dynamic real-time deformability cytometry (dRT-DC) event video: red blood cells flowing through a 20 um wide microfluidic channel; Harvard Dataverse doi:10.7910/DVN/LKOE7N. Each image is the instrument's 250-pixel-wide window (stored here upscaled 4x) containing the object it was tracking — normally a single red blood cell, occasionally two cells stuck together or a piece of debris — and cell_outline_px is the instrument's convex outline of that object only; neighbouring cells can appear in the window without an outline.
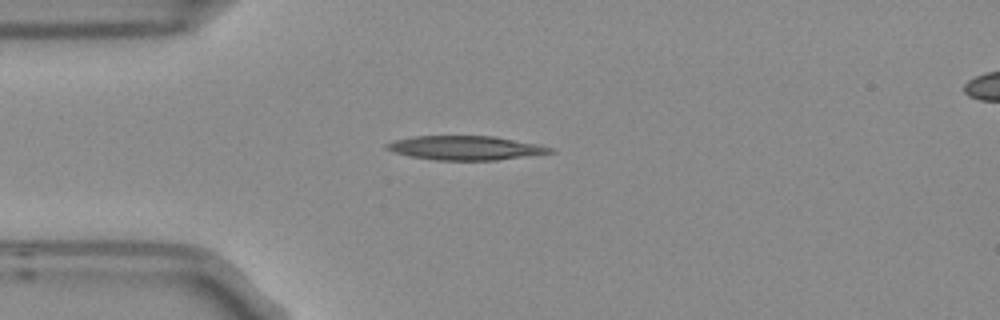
{"species": "Egyptian fruit bat (a non-hibernating species)", "species_latin": "Rousettus aegyptiacus", "temperature_condition": "room temperature", "stored_images_in_passage": 3, "camera_frame_rate_fps": 3000, "um_per_image_px": 0.085, "frame": {"image": 1, "passage_image": 2, "time_ms": 0.333, "image_size_px": [1000, 320], "cell_outline_px": [[556, 152], [496, 160], [436, 160], [408, 156], [384, 148], [384, 144], [392, 140], [412, 136], [492, 136], [536, 144], [552, 148]], "centroid_in_image_um": [39.49, 12.57], "position_along_channel_um": 45.5, "area_um2": 22.83}}